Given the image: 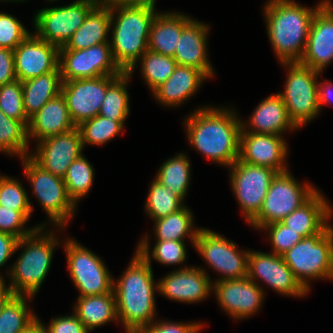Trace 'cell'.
<instances>
[{
	"label": "cell",
	"mask_w": 333,
	"mask_h": 333,
	"mask_svg": "<svg viewBox=\"0 0 333 333\" xmlns=\"http://www.w3.org/2000/svg\"><path fill=\"white\" fill-rule=\"evenodd\" d=\"M262 229L269 231L270 243L273 246L272 253L280 256L303 239L301 235L285 226L282 222L263 226Z\"/></svg>",
	"instance_id": "cell-46"
},
{
	"label": "cell",
	"mask_w": 333,
	"mask_h": 333,
	"mask_svg": "<svg viewBox=\"0 0 333 333\" xmlns=\"http://www.w3.org/2000/svg\"><path fill=\"white\" fill-rule=\"evenodd\" d=\"M65 246L69 274L80 292L79 296L111 293L114 279L99 256L77 241L67 240Z\"/></svg>",
	"instance_id": "cell-10"
},
{
	"label": "cell",
	"mask_w": 333,
	"mask_h": 333,
	"mask_svg": "<svg viewBox=\"0 0 333 333\" xmlns=\"http://www.w3.org/2000/svg\"><path fill=\"white\" fill-rule=\"evenodd\" d=\"M213 289L221 307L235 319H243L259 310L264 292L257 283L244 279L214 281Z\"/></svg>",
	"instance_id": "cell-21"
},
{
	"label": "cell",
	"mask_w": 333,
	"mask_h": 333,
	"mask_svg": "<svg viewBox=\"0 0 333 333\" xmlns=\"http://www.w3.org/2000/svg\"><path fill=\"white\" fill-rule=\"evenodd\" d=\"M111 28V3H98L84 23L67 43L59 49L84 50L100 43H110L107 34Z\"/></svg>",
	"instance_id": "cell-27"
},
{
	"label": "cell",
	"mask_w": 333,
	"mask_h": 333,
	"mask_svg": "<svg viewBox=\"0 0 333 333\" xmlns=\"http://www.w3.org/2000/svg\"><path fill=\"white\" fill-rule=\"evenodd\" d=\"M233 193L250 222L260 211L270 183L277 172L269 167L237 160L230 167Z\"/></svg>",
	"instance_id": "cell-14"
},
{
	"label": "cell",
	"mask_w": 333,
	"mask_h": 333,
	"mask_svg": "<svg viewBox=\"0 0 333 333\" xmlns=\"http://www.w3.org/2000/svg\"><path fill=\"white\" fill-rule=\"evenodd\" d=\"M22 333H46L45 326L41 323L40 319L36 320Z\"/></svg>",
	"instance_id": "cell-54"
},
{
	"label": "cell",
	"mask_w": 333,
	"mask_h": 333,
	"mask_svg": "<svg viewBox=\"0 0 333 333\" xmlns=\"http://www.w3.org/2000/svg\"><path fill=\"white\" fill-rule=\"evenodd\" d=\"M287 149L282 135L257 134L241 130L238 160L269 167L280 173L288 170L284 164L288 155Z\"/></svg>",
	"instance_id": "cell-20"
},
{
	"label": "cell",
	"mask_w": 333,
	"mask_h": 333,
	"mask_svg": "<svg viewBox=\"0 0 333 333\" xmlns=\"http://www.w3.org/2000/svg\"><path fill=\"white\" fill-rule=\"evenodd\" d=\"M156 13L150 7L111 3V52L123 72L131 75L138 59L148 50L150 26Z\"/></svg>",
	"instance_id": "cell-4"
},
{
	"label": "cell",
	"mask_w": 333,
	"mask_h": 333,
	"mask_svg": "<svg viewBox=\"0 0 333 333\" xmlns=\"http://www.w3.org/2000/svg\"><path fill=\"white\" fill-rule=\"evenodd\" d=\"M18 241L17 237L0 232V267L17 251L16 246ZM0 280H3L1 276Z\"/></svg>",
	"instance_id": "cell-50"
},
{
	"label": "cell",
	"mask_w": 333,
	"mask_h": 333,
	"mask_svg": "<svg viewBox=\"0 0 333 333\" xmlns=\"http://www.w3.org/2000/svg\"><path fill=\"white\" fill-rule=\"evenodd\" d=\"M131 75L123 72L106 90L100 116L113 121H125L129 115V94L126 86Z\"/></svg>",
	"instance_id": "cell-34"
},
{
	"label": "cell",
	"mask_w": 333,
	"mask_h": 333,
	"mask_svg": "<svg viewBox=\"0 0 333 333\" xmlns=\"http://www.w3.org/2000/svg\"><path fill=\"white\" fill-rule=\"evenodd\" d=\"M30 157L44 170L63 178L71 163L82 155V136L78 127L37 143Z\"/></svg>",
	"instance_id": "cell-17"
},
{
	"label": "cell",
	"mask_w": 333,
	"mask_h": 333,
	"mask_svg": "<svg viewBox=\"0 0 333 333\" xmlns=\"http://www.w3.org/2000/svg\"><path fill=\"white\" fill-rule=\"evenodd\" d=\"M331 212L328 201L316 191L281 222L305 238L320 233L329 224L327 220L330 219Z\"/></svg>",
	"instance_id": "cell-25"
},
{
	"label": "cell",
	"mask_w": 333,
	"mask_h": 333,
	"mask_svg": "<svg viewBox=\"0 0 333 333\" xmlns=\"http://www.w3.org/2000/svg\"><path fill=\"white\" fill-rule=\"evenodd\" d=\"M16 79L14 51L0 47V86Z\"/></svg>",
	"instance_id": "cell-49"
},
{
	"label": "cell",
	"mask_w": 333,
	"mask_h": 333,
	"mask_svg": "<svg viewBox=\"0 0 333 333\" xmlns=\"http://www.w3.org/2000/svg\"><path fill=\"white\" fill-rule=\"evenodd\" d=\"M208 30V25L191 19L183 27L173 58L178 65L194 67L209 78L214 72L206 51Z\"/></svg>",
	"instance_id": "cell-23"
},
{
	"label": "cell",
	"mask_w": 333,
	"mask_h": 333,
	"mask_svg": "<svg viewBox=\"0 0 333 333\" xmlns=\"http://www.w3.org/2000/svg\"><path fill=\"white\" fill-rule=\"evenodd\" d=\"M147 240L145 236L137 247V251L144 258H150L151 255L156 261L164 265H176L183 263L187 257L184 240L156 241L152 254L149 251V243Z\"/></svg>",
	"instance_id": "cell-41"
},
{
	"label": "cell",
	"mask_w": 333,
	"mask_h": 333,
	"mask_svg": "<svg viewBox=\"0 0 333 333\" xmlns=\"http://www.w3.org/2000/svg\"><path fill=\"white\" fill-rule=\"evenodd\" d=\"M97 4L93 0H77L64 7L42 9L34 19L35 34L60 48L84 23L89 12Z\"/></svg>",
	"instance_id": "cell-12"
},
{
	"label": "cell",
	"mask_w": 333,
	"mask_h": 333,
	"mask_svg": "<svg viewBox=\"0 0 333 333\" xmlns=\"http://www.w3.org/2000/svg\"><path fill=\"white\" fill-rule=\"evenodd\" d=\"M44 228L46 227L37 228L17 243L16 249L25 246V250L9 272L11 277L9 287L14 295H25L28 299L33 297L50 269L53 251L59 241L53 235V231L45 235L42 232Z\"/></svg>",
	"instance_id": "cell-5"
},
{
	"label": "cell",
	"mask_w": 333,
	"mask_h": 333,
	"mask_svg": "<svg viewBox=\"0 0 333 333\" xmlns=\"http://www.w3.org/2000/svg\"><path fill=\"white\" fill-rule=\"evenodd\" d=\"M24 187L17 179L0 175V205L15 211H33Z\"/></svg>",
	"instance_id": "cell-43"
},
{
	"label": "cell",
	"mask_w": 333,
	"mask_h": 333,
	"mask_svg": "<svg viewBox=\"0 0 333 333\" xmlns=\"http://www.w3.org/2000/svg\"><path fill=\"white\" fill-rule=\"evenodd\" d=\"M250 119L249 123L253 128L246 129L247 125L242 122L243 132L281 135L287 129H297L290 120L287 108L278 93L261 101Z\"/></svg>",
	"instance_id": "cell-28"
},
{
	"label": "cell",
	"mask_w": 333,
	"mask_h": 333,
	"mask_svg": "<svg viewBox=\"0 0 333 333\" xmlns=\"http://www.w3.org/2000/svg\"><path fill=\"white\" fill-rule=\"evenodd\" d=\"M194 246L208 265L223 275L218 281L247 277L249 251L239 252L234 242L216 232L200 228Z\"/></svg>",
	"instance_id": "cell-11"
},
{
	"label": "cell",
	"mask_w": 333,
	"mask_h": 333,
	"mask_svg": "<svg viewBox=\"0 0 333 333\" xmlns=\"http://www.w3.org/2000/svg\"><path fill=\"white\" fill-rule=\"evenodd\" d=\"M31 212L32 211H15L0 205V232L13 235L20 240L32 234L37 228L45 227L46 225L42 224L38 227L26 228L27 230L24 229L23 226L30 218Z\"/></svg>",
	"instance_id": "cell-44"
},
{
	"label": "cell",
	"mask_w": 333,
	"mask_h": 333,
	"mask_svg": "<svg viewBox=\"0 0 333 333\" xmlns=\"http://www.w3.org/2000/svg\"><path fill=\"white\" fill-rule=\"evenodd\" d=\"M154 221L157 241L184 240V237L189 235L194 245L199 228L195 229L193 227V214L186 206L175 213Z\"/></svg>",
	"instance_id": "cell-32"
},
{
	"label": "cell",
	"mask_w": 333,
	"mask_h": 333,
	"mask_svg": "<svg viewBox=\"0 0 333 333\" xmlns=\"http://www.w3.org/2000/svg\"><path fill=\"white\" fill-rule=\"evenodd\" d=\"M97 3H110V0H93Z\"/></svg>",
	"instance_id": "cell-55"
},
{
	"label": "cell",
	"mask_w": 333,
	"mask_h": 333,
	"mask_svg": "<svg viewBox=\"0 0 333 333\" xmlns=\"http://www.w3.org/2000/svg\"><path fill=\"white\" fill-rule=\"evenodd\" d=\"M200 323L152 322L149 326L141 328L137 333H198L202 329Z\"/></svg>",
	"instance_id": "cell-47"
},
{
	"label": "cell",
	"mask_w": 333,
	"mask_h": 333,
	"mask_svg": "<svg viewBox=\"0 0 333 333\" xmlns=\"http://www.w3.org/2000/svg\"><path fill=\"white\" fill-rule=\"evenodd\" d=\"M25 296L13 295L0 312V333H22L38 317L28 310Z\"/></svg>",
	"instance_id": "cell-35"
},
{
	"label": "cell",
	"mask_w": 333,
	"mask_h": 333,
	"mask_svg": "<svg viewBox=\"0 0 333 333\" xmlns=\"http://www.w3.org/2000/svg\"><path fill=\"white\" fill-rule=\"evenodd\" d=\"M156 0H110V3L124 4L128 6H145L155 9Z\"/></svg>",
	"instance_id": "cell-52"
},
{
	"label": "cell",
	"mask_w": 333,
	"mask_h": 333,
	"mask_svg": "<svg viewBox=\"0 0 333 333\" xmlns=\"http://www.w3.org/2000/svg\"><path fill=\"white\" fill-rule=\"evenodd\" d=\"M190 169L189 160L181 153L164 162L155 179L184 200L190 183Z\"/></svg>",
	"instance_id": "cell-33"
},
{
	"label": "cell",
	"mask_w": 333,
	"mask_h": 333,
	"mask_svg": "<svg viewBox=\"0 0 333 333\" xmlns=\"http://www.w3.org/2000/svg\"><path fill=\"white\" fill-rule=\"evenodd\" d=\"M27 127L19 120L6 116L0 110V151L17 154L21 157L28 153Z\"/></svg>",
	"instance_id": "cell-36"
},
{
	"label": "cell",
	"mask_w": 333,
	"mask_h": 333,
	"mask_svg": "<svg viewBox=\"0 0 333 333\" xmlns=\"http://www.w3.org/2000/svg\"><path fill=\"white\" fill-rule=\"evenodd\" d=\"M45 330L46 333H89L75 313L69 316L53 318L49 326L45 327Z\"/></svg>",
	"instance_id": "cell-48"
},
{
	"label": "cell",
	"mask_w": 333,
	"mask_h": 333,
	"mask_svg": "<svg viewBox=\"0 0 333 333\" xmlns=\"http://www.w3.org/2000/svg\"><path fill=\"white\" fill-rule=\"evenodd\" d=\"M247 278L255 283L259 278L282 295L302 297L308 293L282 256L274 253L249 251Z\"/></svg>",
	"instance_id": "cell-16"
},
{
	"label": "cell",
	"mask_w": 333,
	"mask_h": 333,
	"mask_svg": "<svg viewBox=\"0 0 333 333\" xmlns=\"http://www.w3.org/2000/svg\"><path fill=\"white\" fill-rule=\"evenodd\" d=\"M333 85L326 81V83L318 84V104L321 109L322 104L331 102L333 100ZM332 98V99H331Z\"/></svg>",
	"instance_id": "cell-51"
},
{
	"label": "cell",
	"mask_w": 333,
	"mask_h": 333,
	"mask_svg": "<svg viewBox=\"0 0 333 333\" xmlns=\"http://www.w3.org/2000/svg\"><path fill=\"white\" fill-rule=\"evenodd\" d=\"M0 110L6 116L19 120L26 127L28 126L29 119L23 108L22 81L16 79L0 86Z\"/></svg>",
	"instance_id": "cell-42"
},
{
	"label": "cell",
	"mask_w": 333,
	"mask_h": 333,
	"mask_svg": "<svg viewBox=\"0 0 333 333\" xmlns=\"http://www.w3.org/2000/svg\"><path fill=\"white\" fill-rule=\"evenodd\" d=\"M141 59L142 75L154 92L173 73L177 62L173 57L147 50Z\"/></svg>",
	"instance_id": "cell-39"
},
{
	"label": "cell",
	"mask_w": 333,
	"mask_h": 333,
	"mask_svg": "<svg viewBox=\"0 0 333 333\" xmlns=\"http://www.w3.org/2000/svg\"><path fill=\"white\" fill-rule=\"evenodd\" d=\"M94 179V170L85 156L74 160L63 177L69 198L77 205V201L89 193Z\"/></svg>",
	"instance_id": "cell-37"
},
{
	"label": "cell",
	"mask_w": 333,
	"mask_h": 333,
	"mask_svg": "<svg viewBox=\"0 0 333 333\" xmlns=\"http://www.w3.org/2000/svg\"><path fill=\"white\" fill-rule=\"evenodd\" d=\"M124 121H113L97 115L78 126L82 136V146L103 145L122 132Z\"/></svg>",
	"instance_id": "cell-40"
},
{
	"label": "cell",
	"mask_w": 333,
	"mask_h": 333,
	"mask_svg": "<svg viewBox=\"0 0 333 333\" xmlns=\"http://www.w3.org/2000/svg\"><path fill=\"white\" fill-rule=\"evenodd\" d=\"M190 20L180 13H156L150 26L148 50L173 57L183 27Z\"/></svg>",
	"instance_id": "cell-29"
},
{
	"label": "cell",
	"mask_w": 333,
	"mask_h": 333,
	"mask_svg": "<svg viewBox=\"0 0 333 333\" xmlns=\"http://www.w3.org/2000/svg\"><path fill=\"white\" fill-rule=\"evenodd\" d=\"M76 128L72 122L64 96L60 93L50 99L41 109L29 119L27 126L28 140L32 136L43 140L58 134H63Z\"/></svg>",
	"instance_id": "cell-24"
},
{
	"label": "cell",
	"mask_w": 333,
	"mask_h": 333,
	"mask_svg": "<svg viewBox=\"0 0 333 333\" xmlns=\"http://www.w3.org/2000/svg\"><path fill=\"white\" fill-rule=\"evenodd\" d=\"M301 285L309 291V279H333V228L305 237L281 255Z\"/></svg>",
	"instance_id": "cell-6"
},
{
	"label": "cell",
	"mask_w": 333,
	"mask_h": 333,
	"mask_svg": "<svg viewBox=\"0 0 333 333\" xmlns=\"http://www.w3.org/2000/svg\"><path fill=\"white\" fill-rule=\"evenodd\" d=\"M209 275L200 267H186L169 273L158 282V291L171 300L199 302L213 289Z\"/></svg>",
	"instance_id": "cell-22"
},
{
	"label": "cell",
	"mask_w": 333,
	"mask_h": 333,
	"mask_svg": "<svg viewBox=\"0 0 333 333\" xmlns=\"http://www.w3.org/2000/svg\"><path fill=\"white\" fill-rule=\"evenodd\" d=\"M147 197L146 213L154 220L166 217L184 207L183 200L156 179L152 181Z\"/></svg>",
	"instance_id": "cell-38"
},
{
	"label": "cell",
	"mask_w": 333,
	"mask_h": 333,
	"mask_svg": "<svg viewBox=\"0 0 333 333\" xmlns=\"http://www.w3.org/2000/svg\"><path fill=\"white\" fill-rule=\"evenodd\" d=\"M234 111L203 107L186 119L191 145L213 162L230 167L239 157L242 122Z\"/></svg>",
	"instance_id": "cell-1"
},
{
	"label": "cell",
	"mask_w": 333,
	"mask_h": 333,
	"mask_svg": "<svg viewBox=\"0 0 333 333\" xmlns=\"http://www.w3.org/2000/svg\"><path fill=\"white\" fill-rule=\"evenodd\" d=\"M333 60V4L329 0L316 10L300 63L319 72Z\"/></svg>",
	"instance_id": "cell-19"
},
{
	"label": "cell",
	"mask_w": 333,
	"mask_h": 333,
	"mask_svg": "<svg viewBox=\"0 0 333 333\" xmlns=\"http://www.w3.org/2000/svg\"><path fill=\"white\" fill-rule=\"evenodd\" d=\"M289 171L277 173L272 179L259 213L249 222L259 230L281 222L304 204L317 190L311 184L300 185Z\"/></svg>",
	"instance_id": "cell-8"
},
{
	"label": "cell",
	"mask_w": 333,
	"mask_h": 333,
	"mask_svg": "<svg viewBox=\"0 0 333 333\" xmlns=\"http://www.w3.org/2000/svg\"><path fill=\"white\" fill-rule=\"evenodd\" d=\"M151 257L144 258L136 250L123 276L113 281L118 321L127 333H137L149 326L155 316V289ZM156 287V288H154Z\"/></svg>",
	"instance_id": "cell-2"
},
{
	"label": "cell",
	"mask_w": 333,
	"mask_h": 333,
	"mask_svg": "<svg viewBox=\"0 0 333 333\" xmlns=\"http://www.w3.org/2000/svg\"><path fill=\"white\" fill-rule=\"evenodd\" d=\"M62 82L59 67L55 71L22 82L23 108L28 119L61 93Z\"/></svg>",
	"instance_id": "cell-30"
},
{
	"label": "cell",
	"mask_w": 333,
	"mask_h": 333,
	"mask_svg": "<svg viewBox=\"0 0 333 333\" xmlns=\"http://www.w3.org/2000/svg\"><path fill=\"white\" fill-rule=\"evenodd\" d=\"M22 159L25 175L42 208L56 226L63 228L76 208L68 196L63 178L44 170L30 156Z\"/></svg>",
	"instance_id": "cell-9"
},
{
	"label": "cell",
	"mask_w": 333,
	"mask_h": 333,
	"mask_svg": "<svg viewBox=\"0 0 333 333\" xmlns=\"http://www.w3.org/2000/svg\"><path fill=\"white\" fill-rule=\"evenodd\" d=\"M76 303L74 313L88 331L109 321H118L114 291L101 295L79 296Z\"/></svg>",
	"instance_id": "cell-31"
},
{
	"label": "cell",
	"mask_w": 333,
	"mask_h": 333,
	"mask_svg": "<svg viewBox=\"0 0 333 333\" xmlns=\"http://www.w3.org/2000/svg\"><path fill=\"white\" fill-rule=\"evenodd\" d=\"M62 81L120 76L123 71L115 63L110 43H100L84 50L59 49Z\"/></svg>",
	"instance_id": "cell-13"
},
{
	"label": "cell",
	"mask_w": 333,
	"mask_h": 333,
	"mask_svg": "<svg viewBox=\"0 0 333 333\" xmlns=\"http://www.w3.org/2000/svg\"><path fill=\"white\" fill-rule=\"evenodd\" d=\"M4 279L0 280V312L7 301L14 295L10 287H6Z\"/></svg>",
	"instance_id": "cell-53"
},
{
	"label": "cell",
	"mask_w": 333,
	"mask_h": 333,
	"mask_svg": "<svg viewBox=\"0 0 333 333\" xmlns=\"http://www.w3.org/2000/svg\"><path fill=\"white\" fill-rule=\"evenodd\" d=\"M206 78L202 71L194 67L177 64L173 73L153 94L161 104L178 106L189 99Z\"/></svg>",
	"instance_id": "cell-26"
},
{
	"label": "cell",
	"mask_w": 333,
	"mask_h": 333,
	"mask_svg": "<svg viewBox=\"0 0 333 333\" xmlns=\"http://www.w3.org/2000/svg\"><path fill=\"white\" fill-rule=\"evenodd\" d=\"M16 78L27 81L59 67V47L31 33L13 50Z\"/></svg>",
	"instance_id": "cell-18"
},
{
	"label": "cell",
	"mask_w": 333,
	"mask_h": 333,
	"mask_svg": "<svg viewBox=\"0 0 333 333\" xmlns=\"http://www.w3.org/2000/svg\"><path fill=\"white\" fill-rule=\"evenodd\" d=\"M282 64L289 67V73L285 91L278 94L282 97L290 120L299 128L316 117L320 111L317 76L321 72L300 62H282Z\"/></svg>",
	"instance_id": "cell-7"
},
{
	"label": "cell",
	"mask_w": 333,
	"mask_h": 333,
	"mask_svg": "<svg viewBox=\"0 0 333 333\" xmlns=\"http://www.w3.org/2000/svg\"><path fill=\"white\" fill-rule=\"evenodd\" d=\"M30 33L12 15L0 12V47L14 50Z\"/></svg>",
	"instance_id": "cell-45"
},
{
	"label": "cell",
	"mask_w": 333,
	"mask_h": 333,
	"mask_svg": "<svg viewBox=\"0 0 333 333\" xmlns=\"http://www.w3.org/2000/svg\"><path fill=\"white\" fill-rule=\"evenodd\" d=\"M118 77L99 76L62 82L61 94L75 127L99 114L107 88Z\"/></svg>",
	"instance_id": "cell-15"
},
{
	"label": "cell",
	"mask_w": 333,
	"mask_h": 333,
	"mask_svg": "<svg viewBox=\"0 0 333 333\" xmlns=\"http://www.w3.org/2000/svg\"><path fill=\"white\" fill-rule=\"evenodd\" d=\"M2 1H6V2H8V1H19L20 2V1H25V0H2Z\"/></svg>",
	"instance_id": "cell-56"
},
{
	"label": "cell",
	"mask_w": 333,
	"mask_h": 333,
	"mask_svg": "<svg viewBox=\"0 0 333 333\" xmlns=\"http://www.w3.org/2000/svg\"><path fill=\"white\" fill-rule=\"evenodd\" d=\"M324 2L312 9L293 0H269L265 4L268 37L281 62H300L313 16Z\"/></svg>",
	"instance_id": "cell-3"
}]
</instances>
